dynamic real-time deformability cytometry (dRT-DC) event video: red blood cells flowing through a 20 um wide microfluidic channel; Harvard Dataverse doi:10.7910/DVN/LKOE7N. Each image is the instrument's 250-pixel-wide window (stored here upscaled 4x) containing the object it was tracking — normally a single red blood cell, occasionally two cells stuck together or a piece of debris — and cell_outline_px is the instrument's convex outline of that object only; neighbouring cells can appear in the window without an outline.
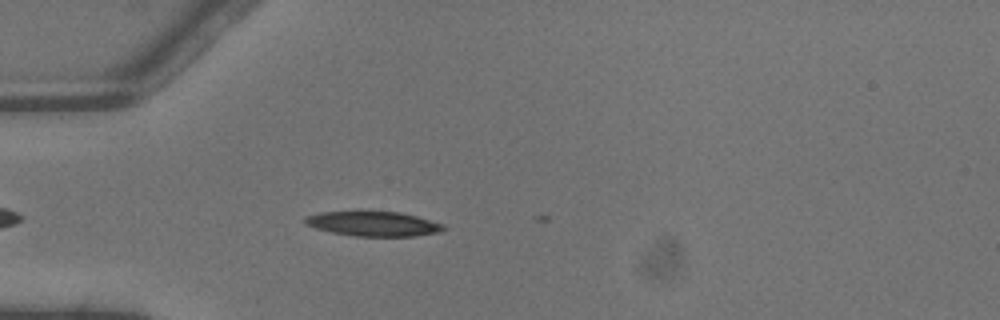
{"species": "common noctule bat (a hibernating species)", "species_latin": "Nyctalus noctula", "temperature_condition": "warm", "stored_images_in_passage": 3, "camera_frame_rate_fps": 3000, "um_per_image_px": 0.085, "animal": {"sex": "male", "body_mass_g": 13.3}, "frame": {"image": 1, "passage_image": 3, "time_ms": 0.667, "image_size_px": [1000, 320], "cell_outline_px": [[444, 228], [436, 232], [416, 236], [356, 236], [332, 232], [316, 228], [304, 224], [304, 220], [308, 216], [320, 212], [400, 212], [416, 216], [444, 224]], "centroid_in_image_um": [31.72, 19.02], "position_along_channel_um": 53.3, "area_um2": 19.54}}